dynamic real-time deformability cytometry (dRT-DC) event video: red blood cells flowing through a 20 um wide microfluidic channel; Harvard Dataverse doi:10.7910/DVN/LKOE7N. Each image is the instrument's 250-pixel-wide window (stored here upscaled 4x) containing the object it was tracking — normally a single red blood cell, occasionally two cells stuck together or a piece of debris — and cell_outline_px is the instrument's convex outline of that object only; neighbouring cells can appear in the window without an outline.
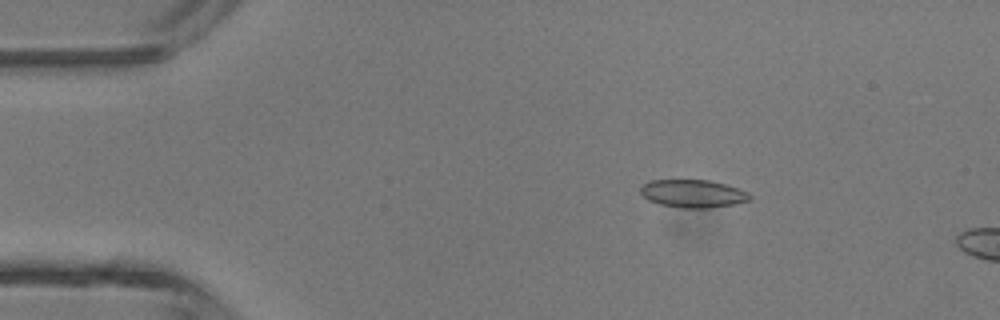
{"species": "common noctule bat (a hibernating species)", "species_latin": "Nyctalus noctula", "temperature_condition": "room temperature", "stored_images_in_passage": 11, "camera_frame_rate_fps": 3000, "um_per_image_px": 0.085, "animal": {"sex": "male", "body_mass_g": 13.3}, "frame": {"image": 1, "passage_image": 7, "time_ms": 2.0, "image_size_px": [1000, 320], "cell_outline_px": [[752, 200], [732, 204], [708, 208], [680, 208], [660, 204], [648, 200], [640, 192], [640, 188], [648, 180], [712, 180], [748, 192], [752, 196]], "centroid_in_image_um": [58.89, 16.45], "position_along_channel_um": 26.1, "area_um2": 17.74}}